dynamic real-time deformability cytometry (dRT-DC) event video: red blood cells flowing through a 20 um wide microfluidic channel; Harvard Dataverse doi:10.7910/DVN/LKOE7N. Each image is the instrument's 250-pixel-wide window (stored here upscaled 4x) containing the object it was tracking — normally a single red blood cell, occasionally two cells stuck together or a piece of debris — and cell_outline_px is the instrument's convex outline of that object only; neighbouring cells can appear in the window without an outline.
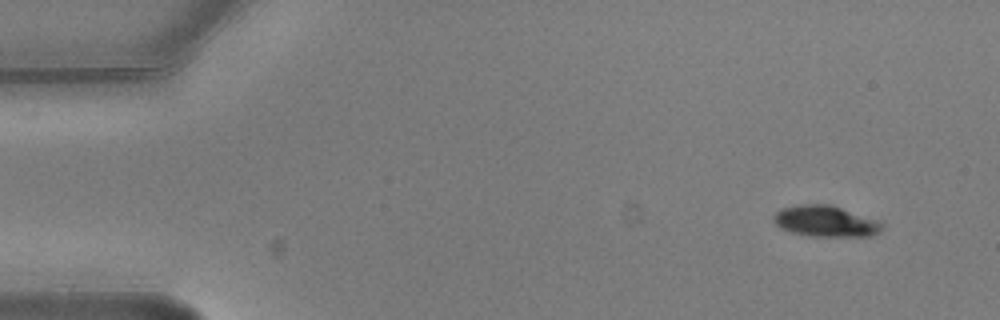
{"species": "common noctule bat (a hibernating species)", "species_latin": "Nyctalus noctula", "temperature_condition": "warm", "stored_images_in_passage": 2, "camera_frame_rate_fps": 3000, "um_per_image_px": 0.085, "animal": {"sex": "male", "body_mass_g": 20.5, "forearm_length_mm": 52.5}, "frame": {"image": 1, "passage_image": 2, "time_ms": 0.333, "image_size_px": [1000, 320], "cell_outline_px": [[884, 228], [880, 232], [872, 236], [808, 236], [792, 232], [780, 228], [772, 220], [772, 216], [780, 208], [800, 204], [832, 204], [880, 220], [884, 224]], "centroid_in_image_um": [70.21, 18.79], "position_along_channel_um": 14.8, "area_um2": 20.11}}